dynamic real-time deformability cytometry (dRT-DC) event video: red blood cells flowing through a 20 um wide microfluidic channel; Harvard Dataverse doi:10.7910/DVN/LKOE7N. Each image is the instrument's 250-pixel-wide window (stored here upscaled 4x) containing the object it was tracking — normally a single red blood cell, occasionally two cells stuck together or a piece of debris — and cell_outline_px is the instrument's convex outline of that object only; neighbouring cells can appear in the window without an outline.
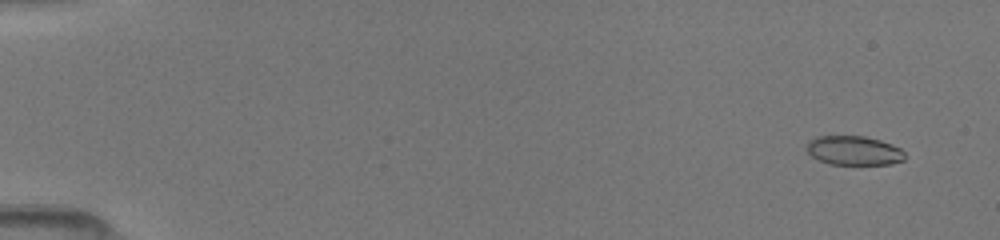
{"species": "common noctule bat (a hibernating species)", "species_latin": "Nyctalus noctula", "temperature_condition": "room temperature", "stored_images_in_passage": 51, "camera_frame_rate_fps": 3000, "um_per_image_px": 0.085, "animal": {"sex": "female", "body_mass_g": 19.5, "forearm_length_mm": 54.1}, "frame": {"image": 1, "passage_image": 4, "time_ms": 1.0, "image_size_px": [1000, 240], "cell_outline_px": [[908, 156], [904, 160], [892, 164], [828, 164], [812, 156], [804, 148], [808, 140], [816, 136], [864, 136], [880, 140], [892, 144], [900, 148]], "centroid_in_image_um": [72.58, 12.79], "position_along_channel_um": 12.4, "area_um2": 16.94}}
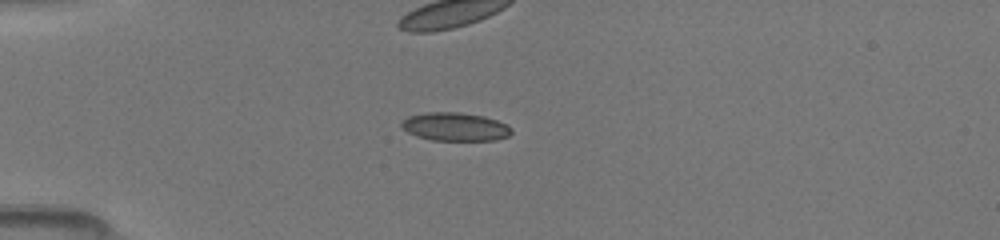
{"frame": {"image": 2, "passage_image": 15, "time_ms": 4.667, "image_size_px": [1000, 240], "cell_outline_px": [[512, 132], [508, 136], [496, 140], [432, 140], [416, 136], [408, 132], [400, 124], [400, 120], [408, 116], [428, 112], [460, 112], [484, 116], [496, 120], [512, 128]], "centroid_in_image_um": [38.66, 10.77], "position_along_channel_um": 46.3, "area_um2": 18.15}}